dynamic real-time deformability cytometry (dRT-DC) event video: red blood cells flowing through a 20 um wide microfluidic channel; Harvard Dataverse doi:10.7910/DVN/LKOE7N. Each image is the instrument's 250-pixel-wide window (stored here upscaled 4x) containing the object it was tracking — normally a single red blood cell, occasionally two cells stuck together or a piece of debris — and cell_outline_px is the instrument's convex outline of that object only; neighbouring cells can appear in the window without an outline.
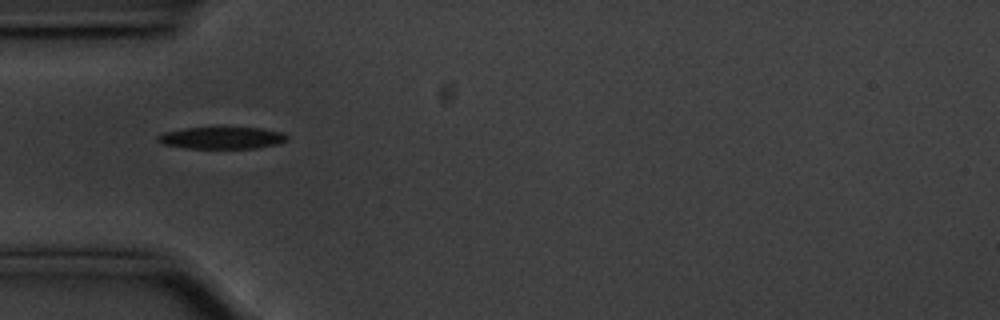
{"species": "common noctule bat (a hibernating species)", "species_latin": "Nyctalus noctula", "temperature_condition": "cold", "stored_images_in_passage": 42, "camera_frame_rate_fps": 3000, "um_per_image_px": 0.085, "animal": {"sex": "male", "body_mass_g": 20.1, "forearm_length_mm": 53.5}, "frame": {"image": 1, "passage_image": 3, "time_ms": 0.667, "image_size_px": [1000, 320], "cell_outline_px": [[288, 140], [280, 144], [256, 148], [184, 148], [164, 144], [156, 140], [156, 136], [164, 132], [184, 128], [260, 128], [284, 132], [288, 136]], "centroid_in_image_um": [18.89, 11.72], "position_along_channel_um": 66.1, "area_um2": 16.59}}
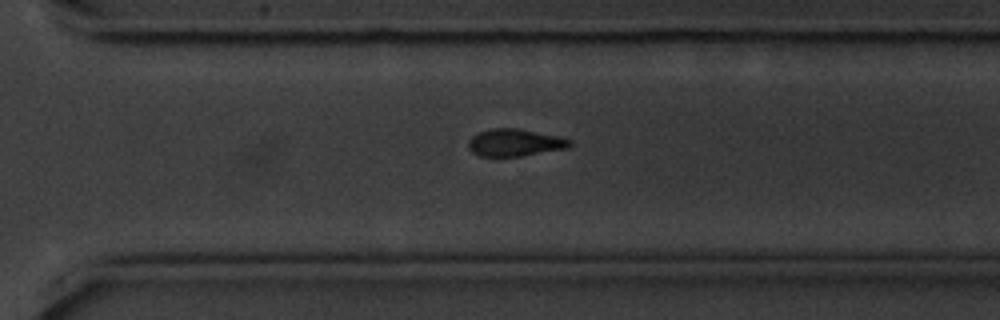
{"frame": {"image": 2, "passage_image": 25, "time_ms": 8.0, "image_size_px": [1000, 320], "cell_outline_px": [[572, 144], [568, 148], [520, 156], [480, 156], [472, 152], [468, 148], [468, 140], [472, 136], [488, 128], [516, 128], [556, 136], [572, 140]], "centroid_in_image_um": [43.73, 12.12], "position_along_channel_um": 326.9, "area_um2": 16.01}}
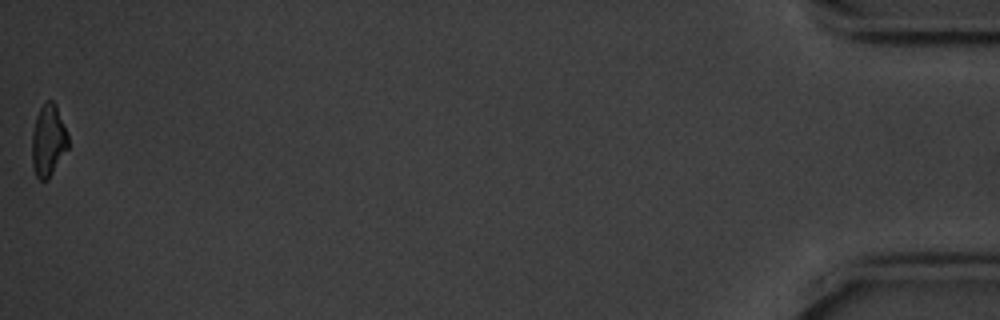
{"frame": {"image": 3, "passage_image": 42, "time_ms": 13.667, "image_size_px": [1000, 320], "cell_outline_px": [[68, 148], [48, 180], [40, 180], [36, 176], [32, 164], [32, 132], [36, 116], [40, 108], [48, 100], [52, 100], [56, 104], [68, 132]], "centroid_in_image_um": [4.11, 11.94], "position_along_channel_um": 431.1, "area_um2": 15.26}, "authors_computed_cell_mechanics": {"area_um2": 16.7331, "velocity_mm_per_s": 3.5568, "shape_relaxation_time_tau1_ms": 3.2248, "shape_relaxation_time_tau2_ms": null, "deformation_change_tau1": 0.1327, "deformation_change_tau2": null}}